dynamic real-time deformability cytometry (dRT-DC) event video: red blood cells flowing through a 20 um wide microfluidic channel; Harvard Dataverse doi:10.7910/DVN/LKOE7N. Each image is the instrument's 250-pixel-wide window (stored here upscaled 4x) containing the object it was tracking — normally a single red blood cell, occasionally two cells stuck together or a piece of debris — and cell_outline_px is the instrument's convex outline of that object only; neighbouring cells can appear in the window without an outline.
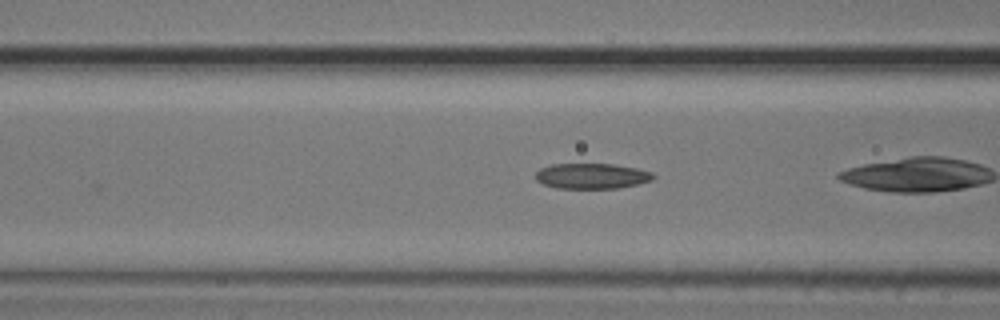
{"species": "common noctule bat (a hibernating species)", "species_latin": "Nyctalus noctula", "temperature_condition": "cold", "stored_images_in_passage": 22, "camera_frame_rate_fps": 3000, "um_per_image_px": 0.085, "animal": {"sex": "male", "body_mass_g": 20.5, "forearm_length_mm": 52.5}, "frame": {"image": 1, "passage_image": 4, "time_ms": 1.0, "image_size_px": [1000, 320], "cell_outline_px": [[656, 176], [652, 180], [636, 184], [616, 188], [556, 188], [544, 184], [536, 180], [536, 172], [540, 168], [552, 164], [612, 164], [636, 168], [652, 172]], "centroid_in_image_um": [50.29, 14.96], "position_along_channel_um": 116.3, "area_um2": 17.34}}
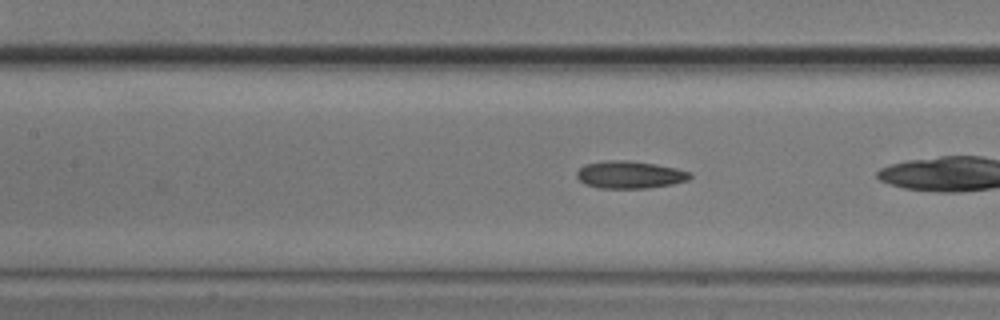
{"frame": {"image": 2, "passage_image": 7, "time_ms": 2.0, "image_size_px": [1000, 320], "cell_outline_px": [[692, 176], [688, 180], [672, 184], [644, 188], [600, 188], [584, 184], [576, 176], [576, 172], [584, 164], [608, 160], [628, 160], [656, 164], [676, 168], [688, 172]], "centroid_in_image_um": [53.5, 14.84], "position_along_channel_um": 153.9, "area_um2": 18.03}}
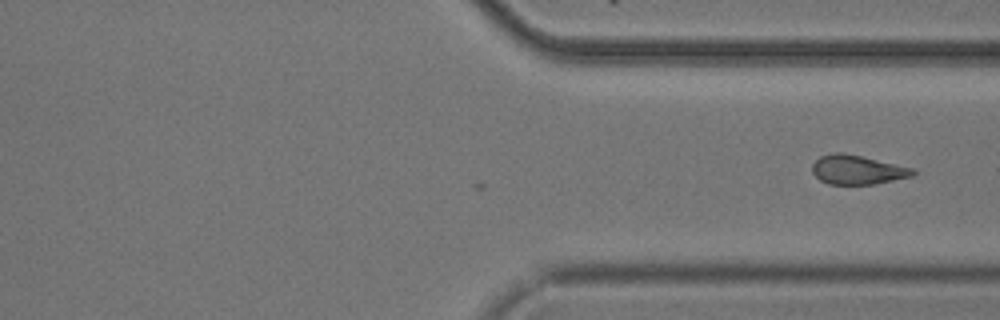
{"frame": {"image": 3, "passage_image": 22, "time_ms": 7.0, "image_size_px": [1000, 320], "cell_outline_px": [[916, 172], [912, 176], [876, 184], [828, 184], [820, 180], [812, 172], [812, 164], [820, 156], [832, 152], [840, 152], [864, 156], [916, 168]], "centroid_in_image_um": [72.9, 14.42], "position_along_channel_um": 338.5, "area_um2": 17.4}}